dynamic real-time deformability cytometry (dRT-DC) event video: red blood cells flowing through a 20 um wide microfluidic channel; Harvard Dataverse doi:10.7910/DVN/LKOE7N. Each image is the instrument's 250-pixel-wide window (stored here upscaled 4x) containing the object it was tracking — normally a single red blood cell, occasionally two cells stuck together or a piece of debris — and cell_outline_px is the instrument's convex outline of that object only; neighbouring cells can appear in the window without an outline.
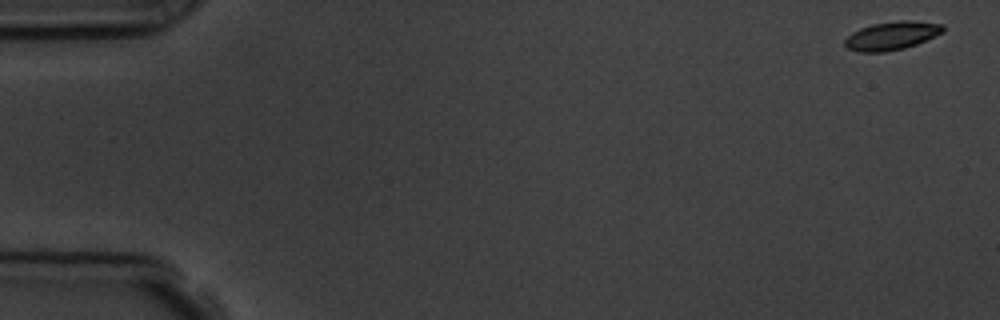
{"species": "common noctule bat (a hibernating species)", "species_latin": "Nyctalus noctula", "temperature_condition": "room temperature", "stored_images_in_passage": 7, "camera_frame_rate_fps": 3000, "um_per_image_px": 0.085, "animal": {"sex": "male", "body_mass_g": 19.5, "forearm_length_mm": 54.6}, "frame": {"image": 1, "passage_image": 1, "time_ms": 0.0, "image_size_px": [1000, 320], "cell_outline_px": [[944, 32], [916, 44], [904, 48], [884, 52], [860, 52], [848, 48], [844, 44], [844, 40], [852, 32], [860, 28], [872, 24], [900, 20], [912, 20], [944, 24]], "centroid_in_image_um": [75.81, 3.02], "position_along_channel_um": 9.2, "area_um2": 16.24}}
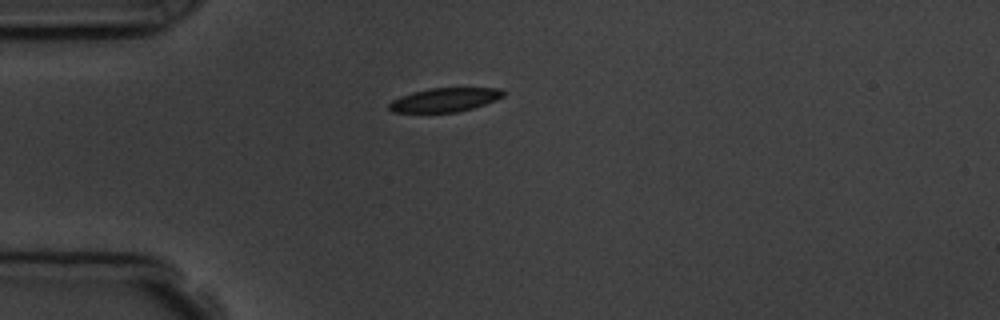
{"frame": {"image": 2, "passage_image": 4, "time_ms": 4.333, "image_size_px": [1000, 320], "cell_outline_px": [[504, 96], [496, 100], [472, 108], [456, 112], [392, 112], [388, 108], [388, 104], [392, 100], [400, 96], [412, 92], [428, 88], [500, 88], [504, 92]], "centroid_in_image_um": [37.78, 8.48], "position_along_channel_um": 47.2, "area_um2": 15.84}}